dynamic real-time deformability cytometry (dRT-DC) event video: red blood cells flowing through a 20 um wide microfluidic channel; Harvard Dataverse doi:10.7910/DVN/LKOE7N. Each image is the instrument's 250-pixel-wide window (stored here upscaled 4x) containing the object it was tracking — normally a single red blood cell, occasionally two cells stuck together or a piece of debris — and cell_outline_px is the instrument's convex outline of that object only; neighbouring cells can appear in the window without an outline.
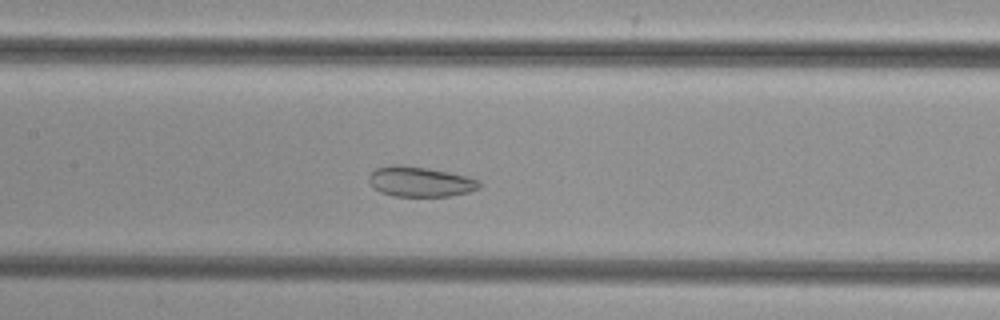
{"species": "common noctule bat (a hibernating species)", "species_latin": "Nyctalus noctula", "temperature_condition": "cold", "stored_images_in_passage": 45, "camera_frame_rate_fps": 3000, "um_per_image_px": 0.085, "animal": {"sex": "female", "body_mass_g": 29.2, "forearm_length_mm": 56.3}, "frame": {"image": 1, "passage_image": 18, "time_ms": 5.667, "image_size_px": [1000, 320], "cell_outline_px": [[480, 188], [468, 192], [452, 196], [392, 196], [380, 192], [372, 188], [368, 180], [368, 176], [376, 168], [392, 164], [400, 164], [428, 168], [448, 172], [480, 180]], "centroid_in_image_um": [35.67, 15.44], "position_along_channel_um": 171.7, "area_um2": 19.54}}
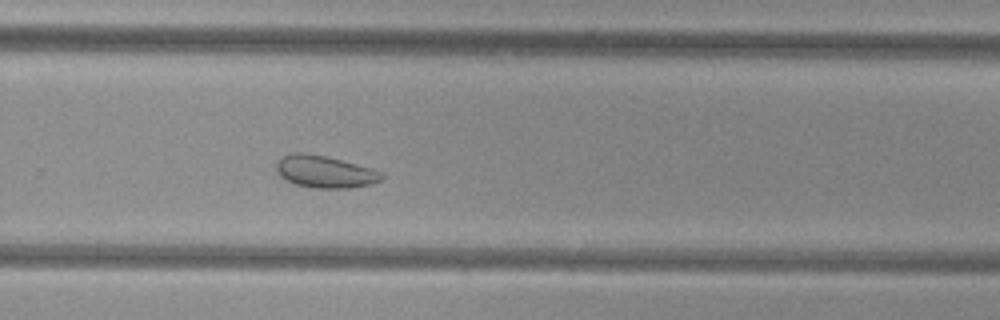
{"frame": {"image": 2, "passage_image": 28, "time_ms": 9.0, "image_size_px": [1000, 320], "cell_outline_px": [[384, 176], [380, 180], [372, 184], [352, 188], [316, 188], [296, 184], [284, 180], [276, 172], [276, 164], [280, 156], [292, 152], [304, 152], [328, 156], [372, 168], [384, 172]], "centroid_in_image_um": [27.6, 14.58], "position_along_channel_um": 302.2, "area_um2": 20.17}}
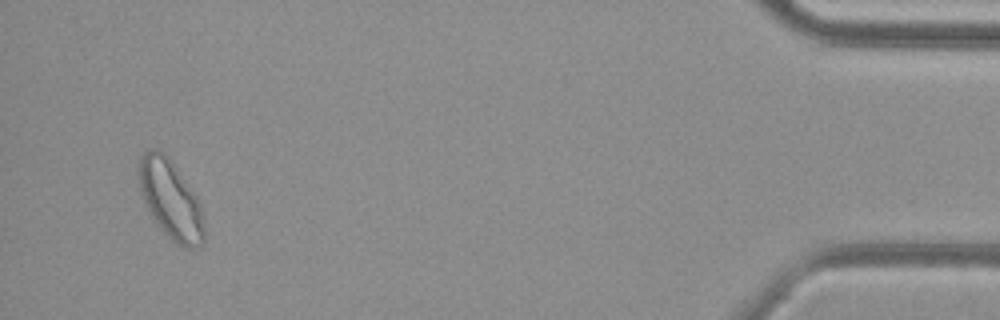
{"frame": {"image": 3, "passage_image": 43, "time_ms": 14.0, "image_size_px": [1000, 320], "cell_outline_px": [[204, 240], [200, 244], [192, 248], [184, 248], [172, 240], [156, 224], [144, 204], [140, 192], [136, 168], [140, 156], [148, 148], [160, 148], [172, 160], [196, 196], [200, 204], [204, 228]], "centroid_in_image_um": [14.44, 16.89], "position_along_channel_um": 420.8, "area_um2": 30.46}}